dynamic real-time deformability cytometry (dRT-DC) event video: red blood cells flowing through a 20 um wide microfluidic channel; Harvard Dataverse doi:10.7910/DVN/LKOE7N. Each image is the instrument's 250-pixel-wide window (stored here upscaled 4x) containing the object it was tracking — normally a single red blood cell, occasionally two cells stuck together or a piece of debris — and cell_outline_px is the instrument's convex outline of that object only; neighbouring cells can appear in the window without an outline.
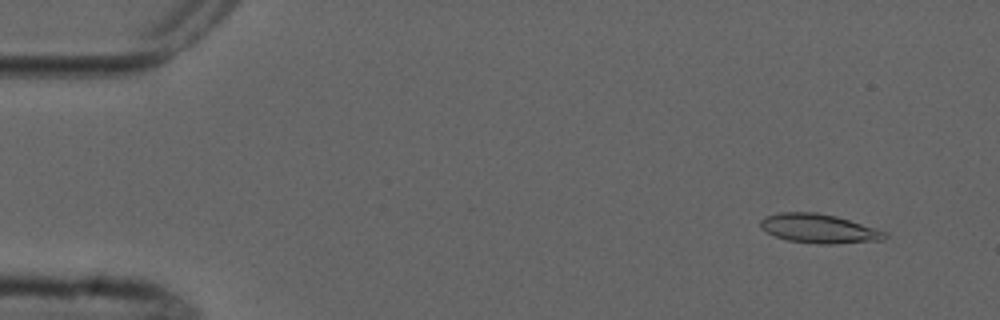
{"species": "common noctule bat (a hibernating species)", "species_latin": "Nyctalus noctula", "temperature_condition": "cold", "stored_images_in_passage": 6, "segment_of_instrument_passage": [1, 2], "camera_frame_rate_fps": 3000, "um_per_image_px": 0.085, "animal": {"sex": "male", "forearm_length_mm": 52.5}, "frame": {"image": 1, "passage_image": 2, "time_ms": 1.0, "image_size_px": [1000, 320], "cell_outline_px": [[888, 236], [884, 240], [832, 244], [820, 244], [788, 240], [776, 236], [760, 228], [760, 220], [764, 216], [776, 212], [816, 212], [836, 216], [876, 228], [888, 232]], "centroid_in_image_um": [69.62, 19.42], "position_along_channel_um": 15.4, "area_um2": 21.21}}
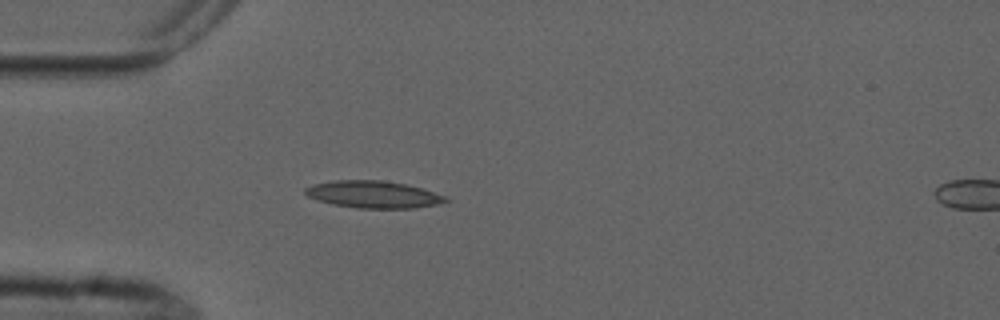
{"frame": {"image": 2, "passage_image": 5, "time_ms": 4.667, "image_size_px": [1000, 320], "cell_outline_px": [[448, 200], [436, 204], [416, 208], [356, 208], [332, 204], [316, 200], [308, 196], [304, 192], [304, 188], [312, 184], [336, 180], [380, 180], [404, 184], [420, 188], [448, 196]], "centroid_in_image_um": [31.69, 16.53], "position_along_channel_um": 53.3, "area_um2": 22.14}}